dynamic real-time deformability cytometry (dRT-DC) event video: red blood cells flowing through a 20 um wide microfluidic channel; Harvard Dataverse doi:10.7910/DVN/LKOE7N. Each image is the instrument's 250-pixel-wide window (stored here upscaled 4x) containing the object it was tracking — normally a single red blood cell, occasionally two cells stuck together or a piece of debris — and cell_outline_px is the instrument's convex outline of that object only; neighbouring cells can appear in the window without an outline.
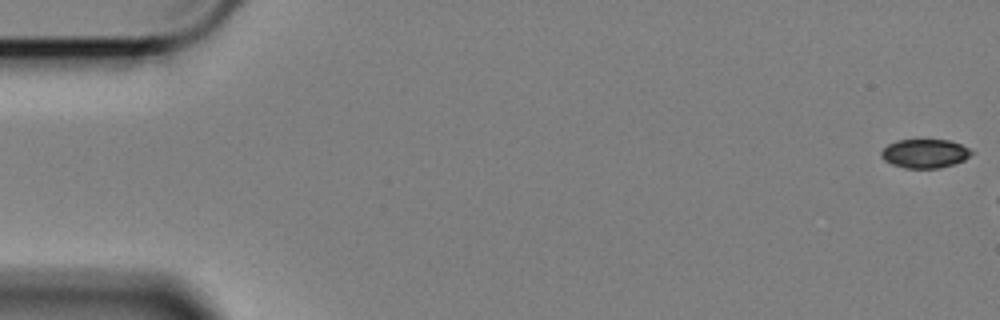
{"species": "Egyptian fruit bat (a non-hibernating species)", "species_latin": "Rousettus aegyptiacus", "temperature_condition": "cold", "stored_images_in_passage": 13, "camera_frame_rate_fps": 3000, "um_per_image_px": 0.085, "animal": {"sex": "female"}, "frame": {"image": 1, "passage_image": 1, "time_ms": 0.0, "image_size_px": [1000, 320], "cell_outline_px": [[972, 152], [964, 160], [952, 164], [936, 168], [904, 168], [892, 164], [884, 160], [880, 156], [880, 152], [888, 144], [896, 140], [948, 140], [960, 144], [968, 148]], "centroid_in_image_um": [78.55, 13.04], "position_along_channel_um": 6.4, "area_um2": 14.97}}